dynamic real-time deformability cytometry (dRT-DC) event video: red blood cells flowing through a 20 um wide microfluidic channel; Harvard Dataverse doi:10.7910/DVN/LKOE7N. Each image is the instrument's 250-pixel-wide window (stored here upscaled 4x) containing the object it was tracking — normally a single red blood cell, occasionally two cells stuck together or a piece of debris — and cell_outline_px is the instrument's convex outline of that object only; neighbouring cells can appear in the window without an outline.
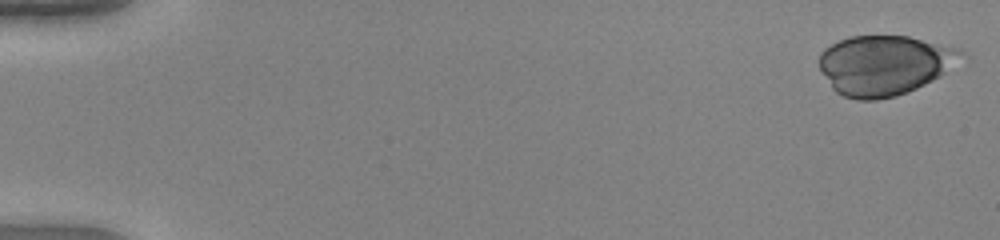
{"species": "human", "species_latin": "Homo sapiens", "temperature_condition": "warm", "stored_images_in_passage": 16, "camera_frame_rate_fps": 3000, "um_per_image_px": 0.085, "donor": {"sex": "female"}, "frame": {"image": 1, "passage_image": 1, "time_ms": 0.0, "image_size_px": [1000, 240], "cell_outline_px": [[968, 56], [940, 76], [916, 88], [896, 96], [876, 100], [856, 100], [844, 96], [836, 92], [832, 88], [820, 68], [820, 52], [824, 48], [848, 36], [908, 36], [960, 48]], "centroid_in_image_um": [75.22, 5.53], "position_along_channel_um": 9.8, "area_um2": 49.65}}
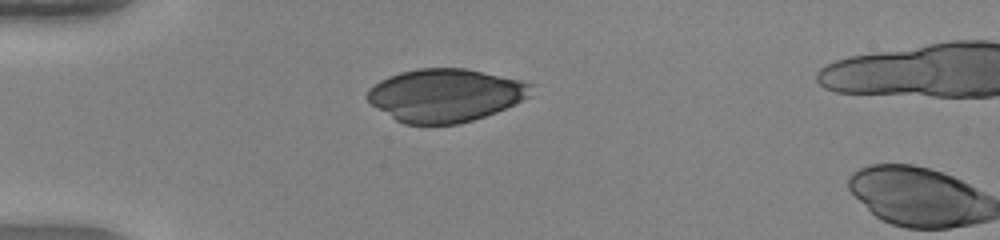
{"frame": {"image": 2, "passage_image": 14, "time_ms": 4.333, "image_size_px": [1000, 240], "cell_outline_px": [[536, 84], [532, 96], [516, 104], [496, 112], [460, 124], [404, 124], [396, 120], [376, 108], [364, 96], [368, 88], [380, 80], [388, 76], [400, 72], [416, 68], [464, 68], [520, 80]], "centroid_in_image_um": [37.87, 8.09], "position_along_channel_um": 47.1, "area_um2": 51.04}}